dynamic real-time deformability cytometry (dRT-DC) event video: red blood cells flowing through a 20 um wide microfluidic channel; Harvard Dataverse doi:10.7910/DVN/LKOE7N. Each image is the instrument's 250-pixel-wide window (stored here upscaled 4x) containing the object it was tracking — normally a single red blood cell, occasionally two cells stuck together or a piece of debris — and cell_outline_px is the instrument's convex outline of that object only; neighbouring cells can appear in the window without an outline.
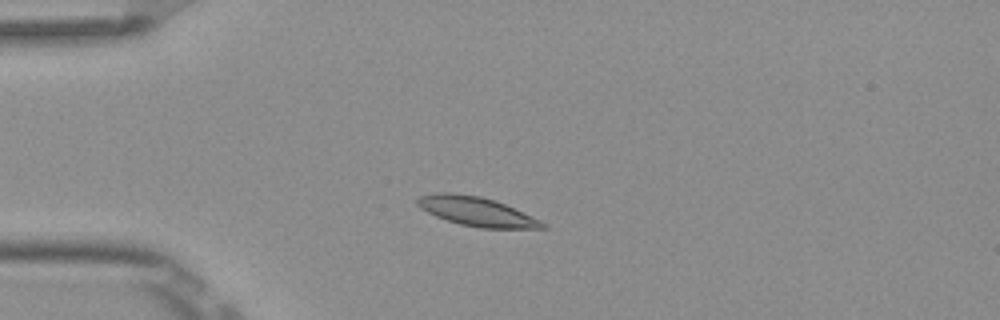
{"species": "Egyptian fruit bat (a non-hibernating species)", "species_latin": "Rousettus aegyptiacus", "temperature_condition": "room temperature", "stored_images_in_passage": 5, "camera_frame_rate_fps": 3000, "um_per_image_px": 0.085, "frame": {"image": 1, "passage_image": 3, "time_ms": 0.667, "image_size_px": [1000, 320], "cell_outline_px": [[548, 228], [480, 228], [460, 224], [436, 216], [420, 208], [416, 204], [416, 200], [420, 196], [436, 192], [452, 192], [480, 196], [504, 204], [540, 220], [548, 224]], "centroid_in_image_um": [40.49, 17.97], "position_along_channel_um": 44.5, "area_um2": 21.04}}
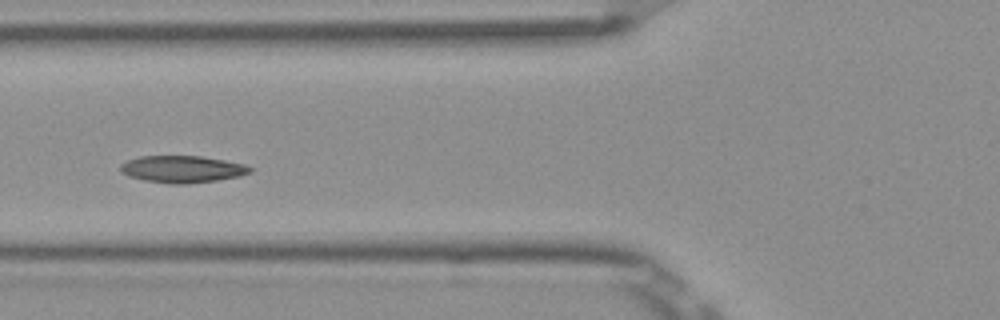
{"frame": {"image": 2, "passage_image": 5, "time_ms": 1.333, "image_size_px": [1000, 320], "cell_outline_px": [[252, 172], [240, 176], [216, 180], [188, 184], [168, 184], [144, 180], [128, 176], [120, 172], [120, 164], [128, 160], [140, 156], [200, 156], [224, 160], [244, 164], [252, 168]], "centroid_in_image_um": [15.47, 14.38], "position_along_channel_um": 110.3, "area_um2": 20.46}}